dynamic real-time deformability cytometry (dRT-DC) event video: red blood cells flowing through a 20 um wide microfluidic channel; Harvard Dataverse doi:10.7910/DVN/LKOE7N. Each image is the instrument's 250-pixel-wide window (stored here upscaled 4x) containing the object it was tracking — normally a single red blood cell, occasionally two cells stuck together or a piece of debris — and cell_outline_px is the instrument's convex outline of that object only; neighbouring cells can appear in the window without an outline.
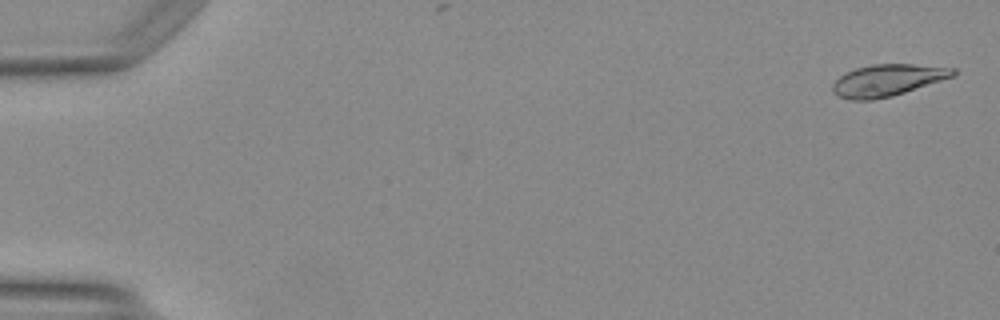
{"species": "Egyptian fruit bat (a non-hibernating species)", "species_latin": "Rousettus aegyptiacus", "temperature_condition": "warm", "stored_images_in_passage": 50, "camera_frame_rate_fps": 3000, "um_per_image_px": 0.085, "animal": {"sex": "female"}, "frame": {"image": 1, "passage_image": 2, "time_ms": 0.333, "image_size_px": [1000, 320], "cell_outline_px": [[956, 72], [952, 76], [892, 96], [872, 100], [852, 100], [840, 96], [832, 92], [832, 84], [840, 76], [856, 68], [872, 64], [912, 64], [956, 68]], "centroid_in_image_um": [75.4, 6.81], "position_along_channel_um": 9.6, "area_um2": 21.91}}
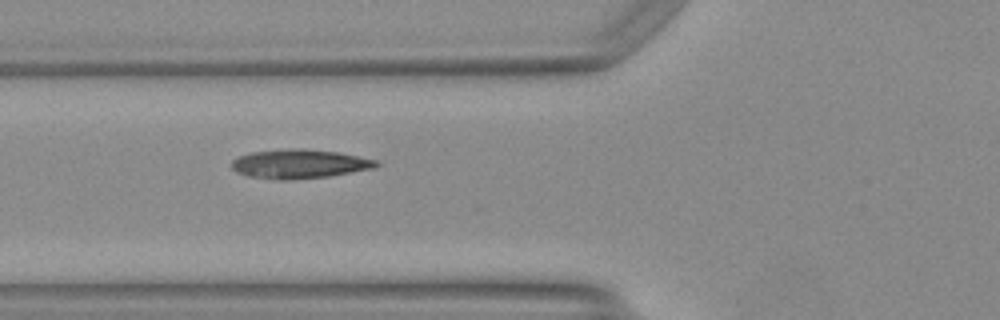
{"frame": {"image": 2, "passage_image": 20, "time_ms": 6.333, "image_size_px": [1000, 320], "cell_outline_px": [[380, 164], [376, 168], [328, 176], [284, 180], [248, 176], [236, 172], [232, 168], [232, 160], [236, 156], [252, 152], [292, 148], [304, 148], [340, 152], [380, 160]], "centroid_in_image_um": [25.49, 13.91], "position_along_channel_um": 100.3, "area_um2": 24.68}}
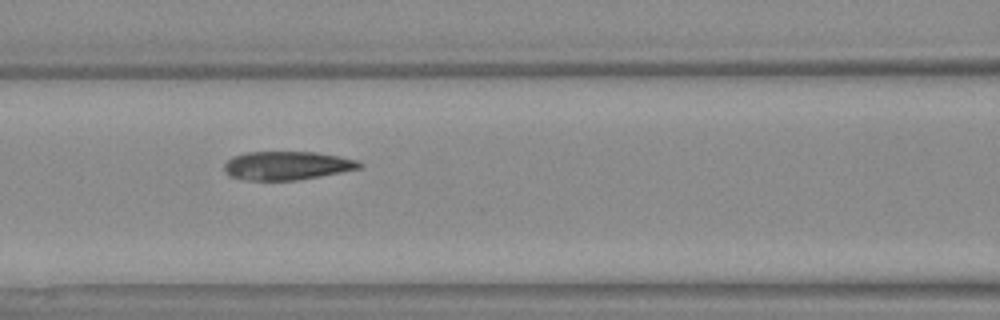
{"frame": {"image": 3, "passage_image": 23, "time_ms": 7.333, "image_size_px": [1000, 320], "cell_outline_px": [[364, 164], [360, 168], [340, 172], [296, 180], [248, 180], [232, 176], [224, 168], [224, 164], [232, 156], [244, 152], [316, 152], [340, 156], [356, 160]], "centroid_in_image_um": [24.4, 14.06], "position_along_channel_um": 142.2, "area_um2": 22.25}, "authors_computed_cell_mechanics": {"area_um2": 22.8599, "velocity_mm_per_s": 4.1452, "shape_relaxation_time_tau1_ms": 5.6484, "shape_relaxation_time_tau2_ms": 1.2434, "deformation_change_tau1": 0.1885, "deformation_change_tau2": 0.0677}}